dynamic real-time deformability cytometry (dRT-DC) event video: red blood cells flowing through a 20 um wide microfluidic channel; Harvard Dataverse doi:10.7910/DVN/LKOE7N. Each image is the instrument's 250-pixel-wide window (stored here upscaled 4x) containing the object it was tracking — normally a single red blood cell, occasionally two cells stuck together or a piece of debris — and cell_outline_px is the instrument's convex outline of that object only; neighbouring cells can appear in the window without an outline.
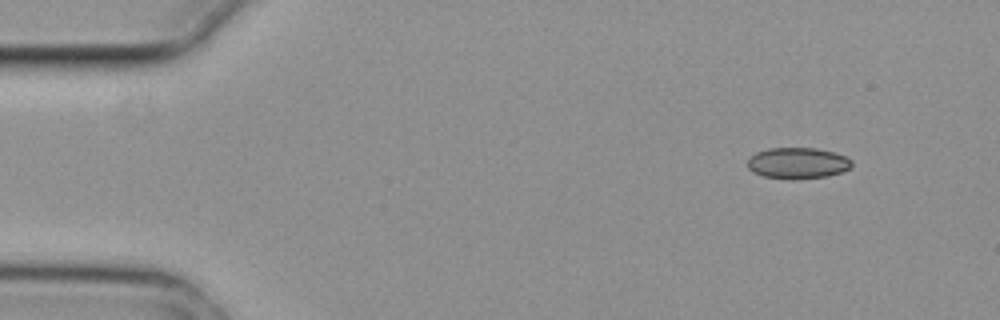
{"species": "common noctule bat (a hibernating species)", "species_latin": "Nyctalus noctula", "temperature_condition": "cold", "stored_images_in_passage": 4, "camera_frame_rate_fps": 3000, "um_per_image_px": 0.085, "animal": {"sex": "female", "body_mass_g": 29.2, "forearm_length_mm": 56.3}, "frame": {"image": 1, "passage_image": 1, "time_ms": 0.0, "image_size_px": [1000, 320], "cell_outline_px": [[852, 168], [828, 176], [792, 180], [764, 176], [752, 172], [748, 168], [748, 160], [756, 152], [768, 148], [816, 148], [832, 152], [844, 156], [852, 160]], "centroid_in_image_um": [67.8, 13.87], "position_along_channel_um": 17.2, "area_um2": 18.96}}
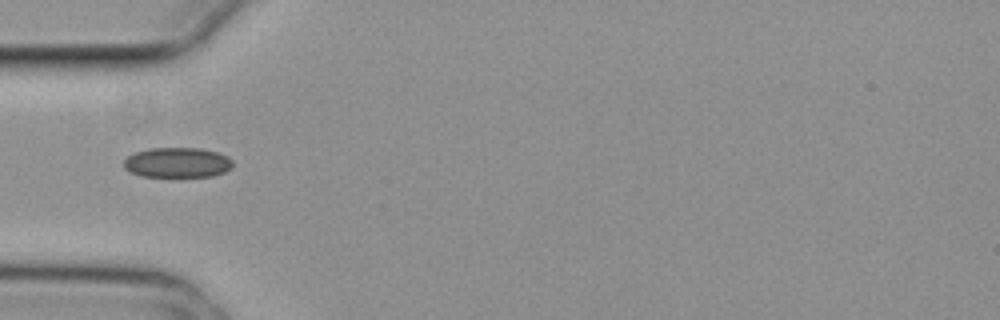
{"frame": {"image": 2, "passage_image": 4, "time_ms": 1.0, "image_size_px": [1000, 320], "cell_outline_px": [[232, 168], [224, 172], [212, 176], [140, 176], [124, 168], [124, 160], [128, 156], [136, 152], [148, 148], [200, 148], [216, 152], [228, 156], [232, 160]], "centroid_in_image_um": [15.08, 13.81], "position_along_channel_um": 69.9, "area_um2": 19.02}}